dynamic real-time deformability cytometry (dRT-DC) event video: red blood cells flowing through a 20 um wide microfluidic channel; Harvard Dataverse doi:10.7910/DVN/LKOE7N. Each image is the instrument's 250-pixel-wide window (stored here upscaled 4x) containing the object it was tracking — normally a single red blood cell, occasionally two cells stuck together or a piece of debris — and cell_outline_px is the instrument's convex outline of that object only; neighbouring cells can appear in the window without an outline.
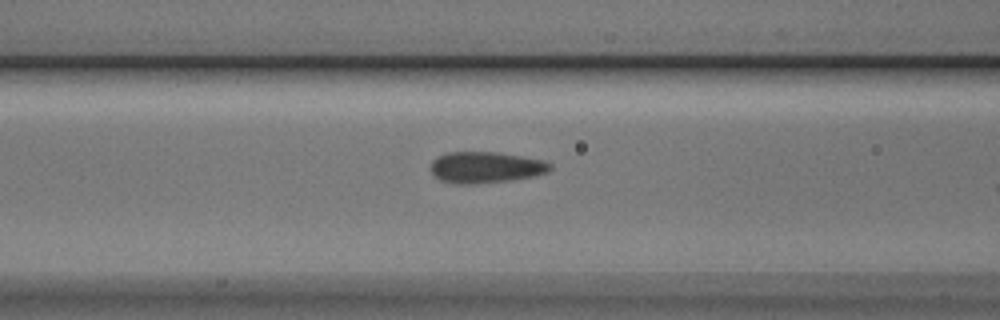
{"species": "Egyptian fruit bat (a non-hibernating species)", "species_latin": "Rousettus aegyptiacus", "temperature_condition": "cold", "stored_images_in_passage": 10, "camera_frame_rate_fps": 3000, "um_per_image_px": 0.085, "animal": {"sex": "male"}, "frame": {"image": 1, "passage_image": 3, "time_ms": 0.667, "image_size_px": [1000, 320], "cell_outline_px": [[552, 168], [548, 172], [532, 176], [512, 180], [472, 184], [456, 184], [440, 180], [432, 176], [428, 168], [432, 160], [448, 152], [496, 152], [544, 160], [552, 164]], "centroid_in_image_um": [41.23, 14.23], "position_along_channel_um": 125.4, "area_um2": 21.96}}
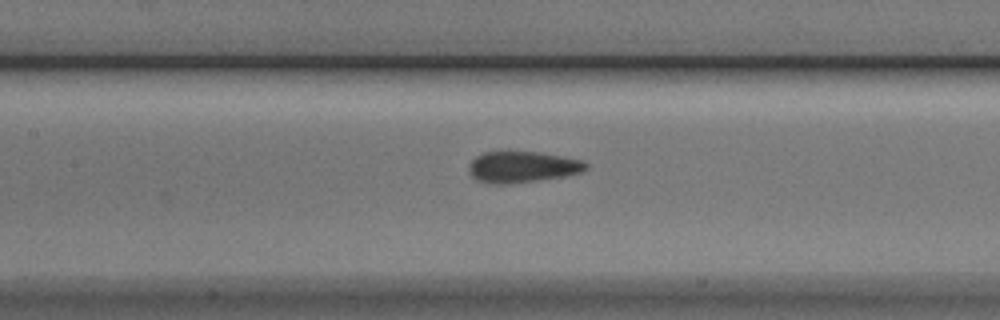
{"frame": {"image": 2, "passage_image": 6, "time_ms": 1.667, "image_size_px": [1000, 320], "cell_outline_px": [[588, 168], [584, 172], [564, 176], [508, 184], [492, 184], [476, 180], [468, 172], [468, 164], [476, 156], [484, 152], [540, 152], [584, 160], [588, 164]], "centroid_in_image_um": [44.41, 14.19], "position_along_channel_um": 163.0, "area_um2": 21.44}}
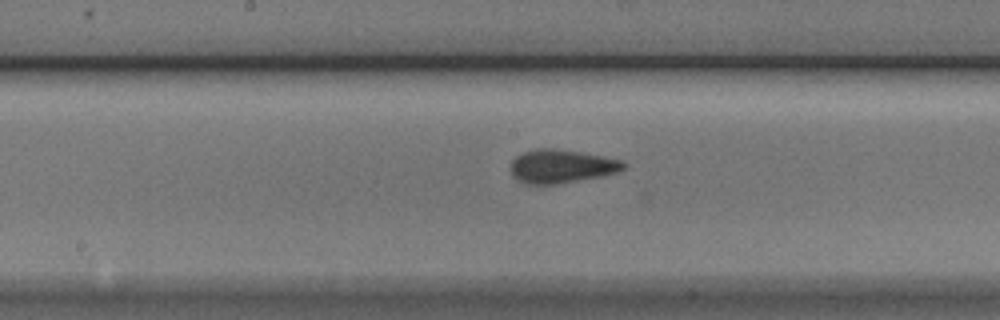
{"frame": {"image": 3, "passage_image": 9, "time_ms": 2.667, "image_size_px": [1000, 320], "cell_outline_px": [[624, 168], [616, 172], [600, 176], [556, 184], [528, 184], [516, 180], [512, 176], [512, 160], [516, 156], [524, 152], [536, 148], [556, 148], [584, 152], [604, 156], [620, 160], [624, 164]], "centroid_in_image_um": [47.68, 14.12], "position_along_channel_um": 200.5, "area_um2": 21.91}}